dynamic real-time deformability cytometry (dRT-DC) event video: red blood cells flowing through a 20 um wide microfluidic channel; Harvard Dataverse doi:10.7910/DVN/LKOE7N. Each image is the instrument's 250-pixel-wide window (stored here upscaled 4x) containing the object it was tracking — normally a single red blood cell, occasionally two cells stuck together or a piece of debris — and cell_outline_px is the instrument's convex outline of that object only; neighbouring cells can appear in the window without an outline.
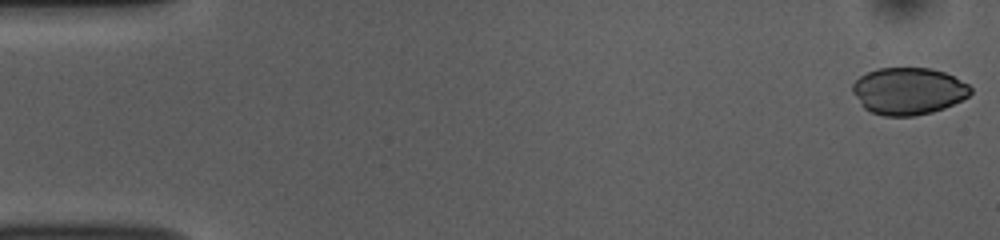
{"species": "common noctule bat (a hibernating species)", "species_latin": "Nyctalus noctula", "temperature_condition": "room temperature", "stored_images_in_passage": 52, "camera_frame_rate_fps": 3000, "um_per_image_px": 0.085, "animal": {"sex": "female", "body_mass_g": 10.0, "forearm_length_mm": 53.1}, "frame": {"image": 1, "passage_image": 1, "time_ms": 0.0, "image_size_px": [1000, 240], "cell_outline_px": [[972, 92], [968, 96], [944, 108], [932, 112], [912, 116], [884, 116], [872, 112], [864, 108], [860, 104], [852, 92], [852, 84], [860, 76], [868, 72], [880, 68], [928, 68], [944, 72], [968, 84], [972, 88]], "centroid_in_image_um": [77.19, 7.74], "position_along_channel_um": 7.8, "area_um2": 32.19}}
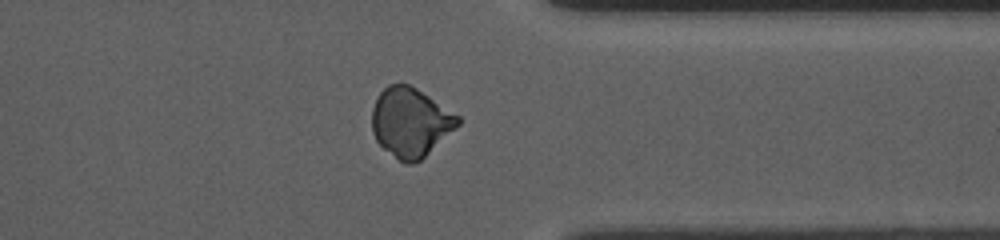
{"frame": {"image": 2, "passage_image": 41, "time_ms": 13.333, "image_size_px": [1000, 240], "cell_outline_px": [[460, 124], [416, 164], [404, 164], [384, 148], [376, 140], [372, 132], [372, 108], [380, 92], [388, 84], [408, 84], [416, 88], [460, 116]], "centroid_in_image_um": [34.88, 10.4], "position_along_channel_um": 376.5, "area_um2": 34.39}}
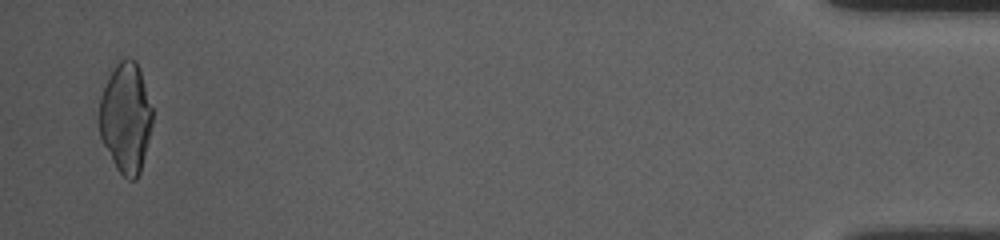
{"frame": {"image": 3, "passage_image": 51, "time_ms": 16.667, "image_size_px": [1000, 240], "cell_outline_px": [[152, 124], [140, 172], [136, 180], [128, 180], [116, 168], [100, 136], [100, 100], [104, 88], [116, 64], [124, 56], [128, 56], [136, 60], [140, 68], [152, 108]], "centroid_in_image_um": [10.71, 9.99], "position_along_channel_um": 424.5, "area_um2": 33.76}}